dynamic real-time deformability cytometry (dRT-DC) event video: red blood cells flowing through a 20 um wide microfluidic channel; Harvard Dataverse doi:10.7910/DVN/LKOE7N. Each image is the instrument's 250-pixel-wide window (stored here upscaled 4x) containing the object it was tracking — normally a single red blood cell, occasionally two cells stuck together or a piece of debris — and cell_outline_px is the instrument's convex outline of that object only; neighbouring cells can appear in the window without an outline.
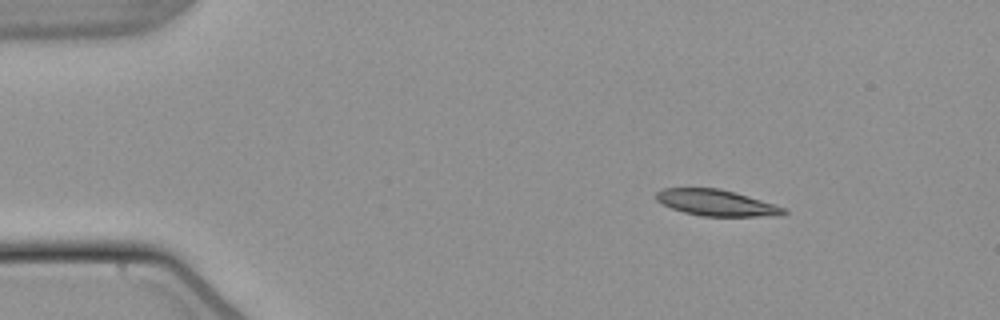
{"species": "common noctule bat (a hibernating species)", "species_latin": "Nyctalus noctula", "temperature_condition": "warm", "stored_images_in_passage": 47, "camera_frame_rate_fps": 3000, "um_per_image_px": 0.085, "animal": {"sex": "male", "body_mass_g": 21.5, "forearm_length_mm": 52.0}, "frame": {"image": 1, "passage_image": 1, "time_ms": 0.0, "image_size_px": [1000, 320], "cell_outline_px": [[788, 212], [780, 216], [700, 216], [684, 212], [672, 208], [656, 200], [656, 192], [664, 188], [720, 188], [736, 192], [784, 208]], "centroid_in_image_um": [60.88, 17.24], "position_along_channel_um": 24.1, "area_um2": 19.31}}
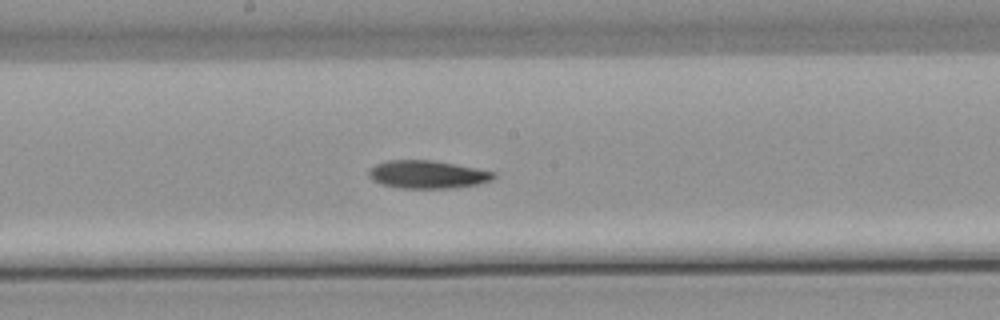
{"frame": {"image": 2, "passage_image": 22, "time_ms": 7.0, "image_size_px": [1000, 320], "cell_outline_px": [[496, 176], [492, 180], [476, 184], [452, 188], [396, 188], [380, 184], [372, 180], [368, 176], [368, 172], [376, 164], [388, 160], [432, 160], [476, 168], [496, 172]], "centroid_in_image_um": [36.31, 14.83], "position_along_channel_um": 211.9, "area_um2": 20.35}}
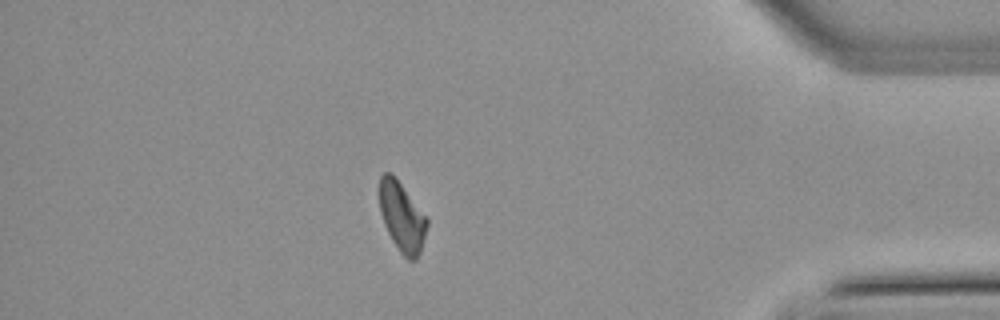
{"frame": {"image": 3, "passage_image": 40, "time_ms": 13.0, "image_size_px": [1000, 320], "cell_outline_px": [[428, 224], [420, 252], [416, 260], [408, 260], [400, 252], [392, 240], [384, 224], [380, 212], [376, 192], [380, 176], [384, 172], [392, 172], [428, 220]], "centroid_in_image_um": [34.1, 18.39], "position_along_channel_um": 401.1, "area_um2": 19.48}}